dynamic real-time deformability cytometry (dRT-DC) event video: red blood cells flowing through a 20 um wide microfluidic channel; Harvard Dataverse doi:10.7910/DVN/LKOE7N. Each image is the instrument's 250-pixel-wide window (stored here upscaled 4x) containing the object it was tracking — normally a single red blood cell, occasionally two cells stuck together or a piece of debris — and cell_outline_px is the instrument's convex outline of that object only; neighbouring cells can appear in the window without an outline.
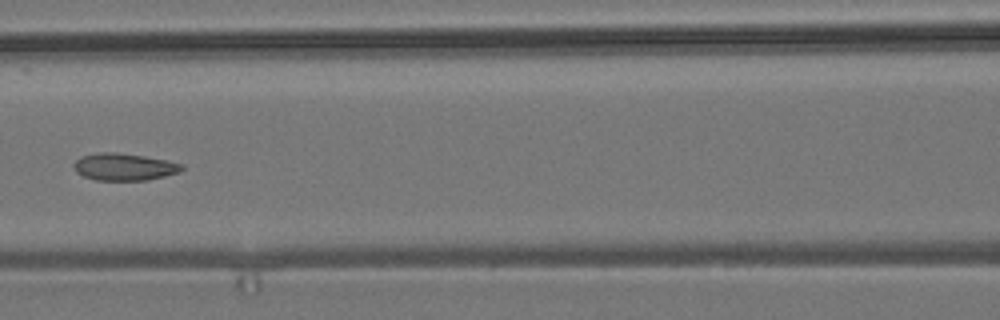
{"species": "common noctule bat (a hibernating species)", "species_latin": "Nyctalus noctula", "temperature_condition": "room temperature", "stored_images_in_passage": 9, "camera_frame_rate_fps": 3000, "um_per_image_px": 0.085, "animal": {"sex": "male", "body_mass_g": 19.2, "forearm_length_mm": 51.8}, "frame": {"image": 1, "passage_image": 6, "time_ms": 6.0, "image_size_px": [1000, 320], "cell_outline_px": [[184, 168], [180, 172], [148, 180], [96, 180], [84, 176], [76, 172], [72, 164], [80, 156], [100, 152], [116, 152], [144, 156], [168, 160], [184, 164]], "centroid_in_image_um": [10.56, 14.18], "position_along_channel_um": 156.0, "area_um2": 17.22}}
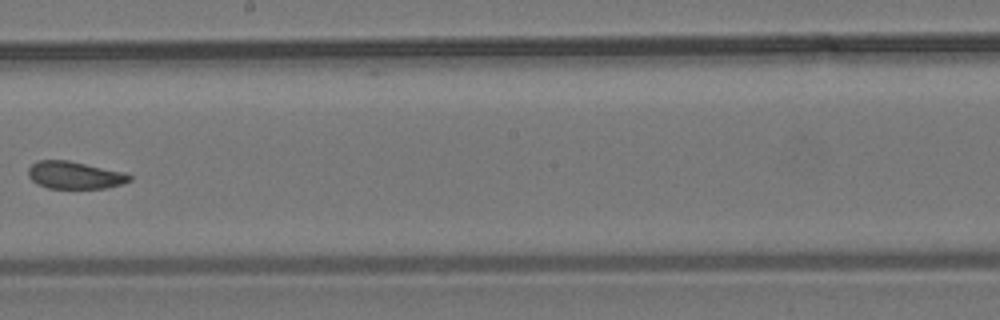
{"frame": {"image": 2, "passage_image": 8, "time_ms": 8.333, "image_size_px": [1000, 320], "cell_outline_px": [[132, 180], [120, 184], [104, 188], [48, 188], [32, 180], [28, 176], [28, 168], [32, 164], [40, 160], [68, 160], [124, 172], [132, 176]], "centroid_in_image_um": [6.35, 14.88], "position_along_channel_um": 241.8, "area_um2": 16.01}}
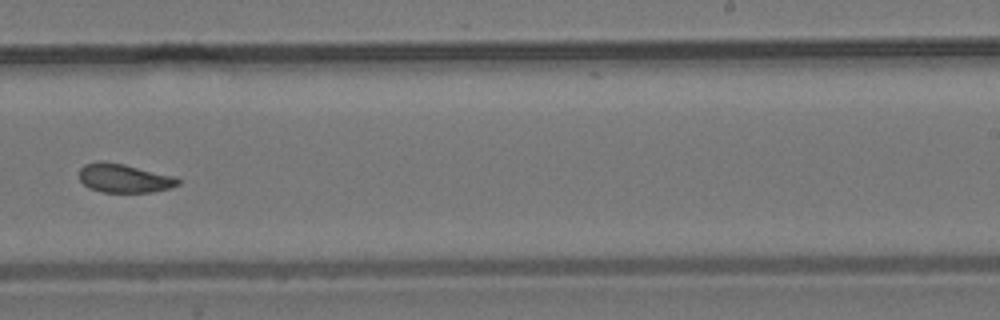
{"frame": {"image": 3, "passage_image": 9, "time_ms": 9.333, "image_size_px": [1000, 320], "cell_outline_px": [[180, 184], [172, 188], [152, 192], [100, 192], [88, 188], [80, 180], [80, 168], [84, 164], [100, 160], [124, 164], [176, 176], [180, 180]], "centroid_in_image_um": [10.57, 15.15], "position_along_channel_um": 278.4, "area_um2": 16.82}}